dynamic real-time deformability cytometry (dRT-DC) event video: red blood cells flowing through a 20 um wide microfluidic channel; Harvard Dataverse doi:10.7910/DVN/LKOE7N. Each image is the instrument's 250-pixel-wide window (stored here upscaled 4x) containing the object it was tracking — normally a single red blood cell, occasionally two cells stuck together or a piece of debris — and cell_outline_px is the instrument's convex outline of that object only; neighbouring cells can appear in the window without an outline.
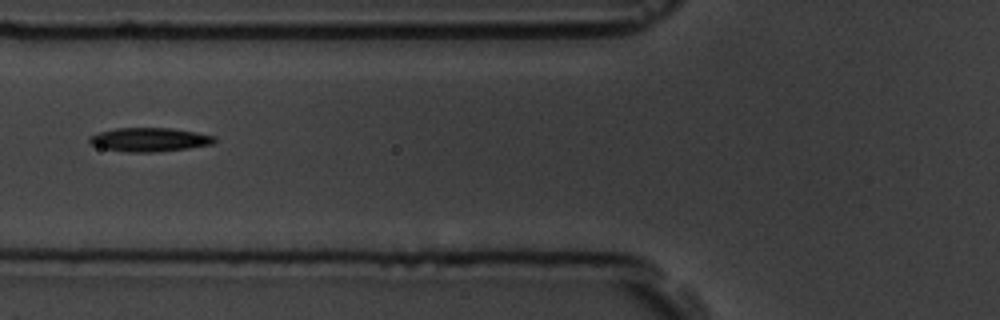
{"species": "common noctule bat (a hibernating species)", "species_latin": "Nyctalus noctula", "temperature_condition": "room temperature", "stored_images_in_passage": 4, "camera_frame_rate_fps": 3000, "um_per_image_px": 0.085, "animal": {"sex": "male", "body_mass_g": 19.5, "forearm_length_mm": 54.6}, "frame": {"image": 1, "passage_image": 4, "time_ms": 3.333, "image_size_px": [1000, 320], "cell_outline_px": [[216, 140], [212, 144], [188, 148], [152, 152], [124, 152], [104, 148], [92, 144], [88, 140], [92, 136], [100, 132], [116, 128], [172, 128], [196, 132], [216, 136]], "centroid_in_image_um": [12.74, 11.86], "position_along_channel_um": 113.1, "area_um2": 17.17}}